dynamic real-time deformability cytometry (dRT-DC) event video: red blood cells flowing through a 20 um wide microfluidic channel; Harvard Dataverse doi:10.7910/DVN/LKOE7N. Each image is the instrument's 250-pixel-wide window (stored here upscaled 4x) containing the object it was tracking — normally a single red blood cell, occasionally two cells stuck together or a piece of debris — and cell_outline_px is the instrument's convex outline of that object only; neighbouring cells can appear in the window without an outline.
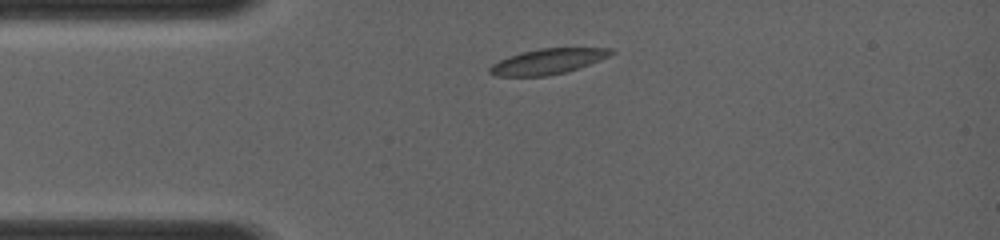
{"species": "common noctule bat (a hibernating species)", "species_latin": "Nyctalus noctula", "temperature_condition": "room temperature", "stored_images_in_passage": 4, "camera_frame_rate_fps": 4000, "um_per_image_px": 0.085, "animal": {"sex": "female", "body_mass_g": 19.0, "forearm_length_mm": 56.7}, "frame": {"image": 1, "passage_image": 2, "time_ms": 1.0, "image_size_px": [1000, 240], "cell_outline_px": [[616, 52], [600, 60], [564, 72], [548, 76], [496, 76], [488, 72], [488, 68], [492, 64], [508, 56], [540, 48], [612, 48]], "centroid_in_image_um": [46.54, 5.22], "position_along_channel_um": 38.5, "area_um2": 17.74}}
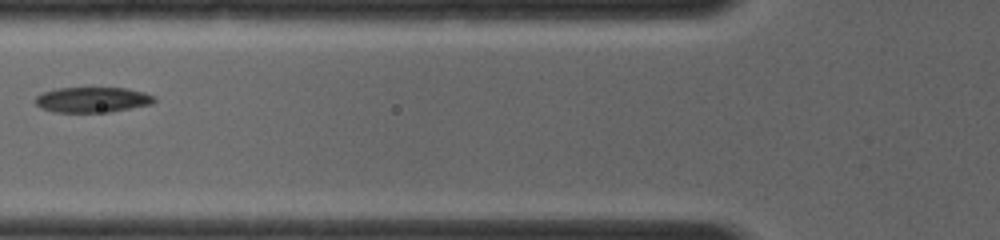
{"frame": {"image": 2, "passage_image": 4, "time_ms": 3.25, "image_size_px": [1000, 240], "cell_outline_px": [[156, 100], [152, 104], [112, 112], [56, 112], [40, 108], [36, 104], [36, 96], [44, 92], [56, 88], [124, 88], [144, 92], [156, 96]], "centroid_in_image_um": [7.89, 8.48], "position_along_channel_um": 117.9, "area_um2": 17.63}}